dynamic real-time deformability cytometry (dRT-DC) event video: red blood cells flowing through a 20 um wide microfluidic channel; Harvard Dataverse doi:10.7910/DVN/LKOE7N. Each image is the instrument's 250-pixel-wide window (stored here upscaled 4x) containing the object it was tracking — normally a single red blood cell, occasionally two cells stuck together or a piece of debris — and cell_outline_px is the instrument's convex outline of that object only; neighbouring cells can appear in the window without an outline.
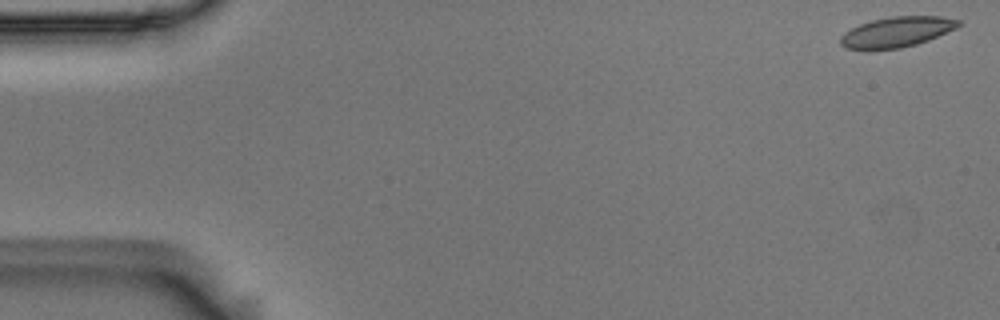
{"species": "Egyptian fruit bat (a non-hibernating species)", "species_latin": "Rousettus aegyptiacus", "temperature_condition": "room temperature", "stored_images_in_passage": 54, "camera_frame_rate_fps": 3000, "um_per_image_px": 0.085, "animal": {"sex": "male"}, "frame": {"image": 1, "passage_image": 1, "time_ms": 0.0, "image_size_px": [1000, 320], "cell_outline_px": [[960, 24], [956, 28], [928, 40], [916, 44], [900, 48], [868, 52], [844, 48], [840, 44], [840, 36], [844, 32], [860, 24], [872, 20], [892, 16], [940, 16], [960, 20]], "centroid_in_image_um": [76.14, 2.75], "position_along_channel_um": 8.9, "area_um2": 21.27}}
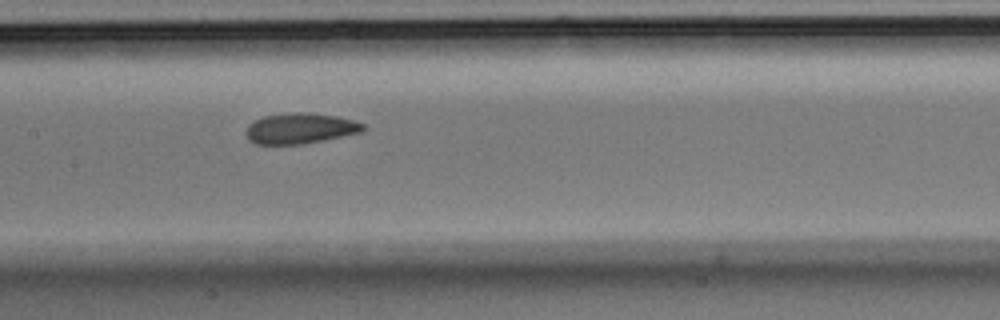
{"frame": {"image": 2, "passage_image": 26, "time_ms": 8.333, "image_size_px": [1000, 320], "cell_outline_px": [[364, 128], [360, 132], [324, 140], [304, 144], [256, 144], [248, 140], [244, 132], [248, 124], [264, 116], [288, 112], [304, 112], [336, 116], [352, 120], [364, 124]], "centroid_in_image_um": [25.45, 10.91], "position_along_channel_um": 181.9, "area_um2": 20.87}}
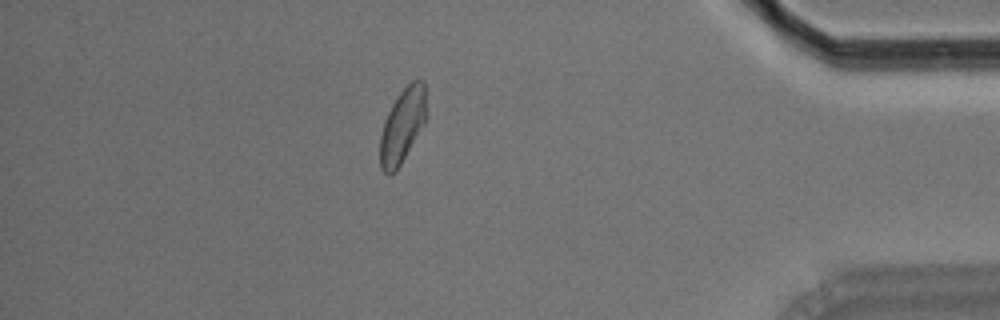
{"frame": {"image": 3, "passage_image": 47, "time_ms": 15.333, "image_size_px": [1000, 320], "cell_outline_px": [[428, 116], [424, 124], [396, 172], [388, 176], [380, 168], [380, 136], [384, 120], [392, 104], [400, 92], [412, 80], [424, 80]], "centroid_in_image_um": [34.22, 10.68], "position_along_channel_um": 401.0, "area_um2": 20.35}, "authors_computed_cell_mechanics": {"area_um2": 20.8947, "velocity_mm_per_s": 3.6919, "shape_relaxation_time_tau1_ms": 4.5898, "shape_relaxation_time_tau2_ms": 1.0836, "deformation_change_tau1": 0.1002, "deformation_change_tau2": 0.0502}}